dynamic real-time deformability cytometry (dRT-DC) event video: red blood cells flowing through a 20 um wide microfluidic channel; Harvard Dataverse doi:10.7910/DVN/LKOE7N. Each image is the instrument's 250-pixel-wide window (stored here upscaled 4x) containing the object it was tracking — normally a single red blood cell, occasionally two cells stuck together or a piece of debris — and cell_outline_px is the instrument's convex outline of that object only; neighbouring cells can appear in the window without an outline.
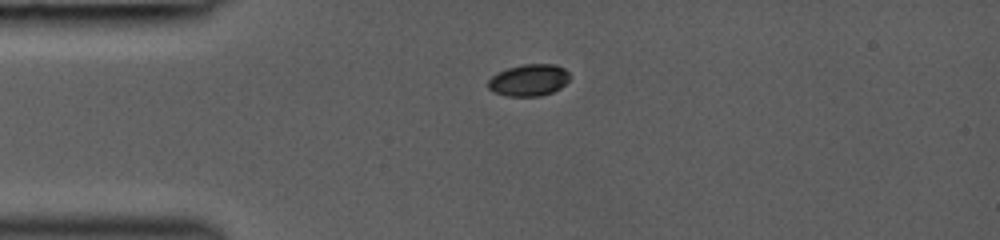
{"species": "common noctule bat (a hibernating species)", "species_latin": "Nyctalus noctula", "temperature_condition": "room temperature", "stored_images_in_passage": 12, "camera_frame_rate_fps": 3000, "um_per_image_px": 0.085, "animal": {"sex": "female", "body_mass_g": 19.0, "forearm_length_mm": 53.3}, "frame": {"image": 1, "passage_image": 1, "time_ms": 0.0, "image_size_px": [1000, 240], "cell_outline_px": [[568, 80], [560, 88], [552, 92], [540, 96], [504, 96], [492, 92], [488, 88], [488, 80], [492, 76], [508, 68], [524, 64], [556, 64], [564, 68], [568, 72]], "centroid_in_image_um": [44.93, 6.82], "position_along_channel_um": 40.1, "area_um2": 15.09}}
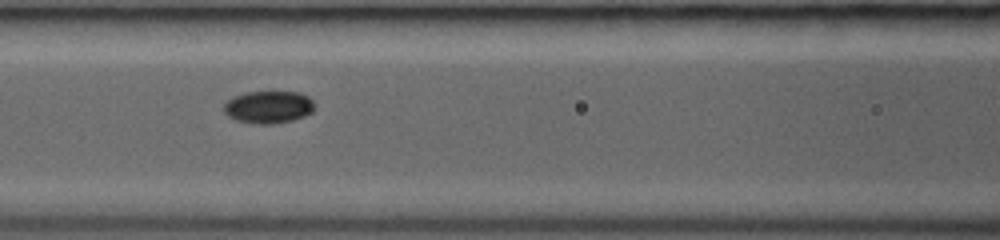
{"frame": {"image": 2, "passage_image": 6, "time_ms": 3.0, "image_size_px": [1000, 240], "cell_outline_px": [[316, 108], [312, 112], [304, 116], [292, 120], [276, 124], [256, 124], [236, 120], [228, 116], [224, 112], [224, 104], [232, 96], [244, 92], [300, 92], [308, 96], [312, 100]], "centroid_in_image_um": [22.82, 9.1], "position_along_channel_um": 143.8, "area_um2": 17.34}}
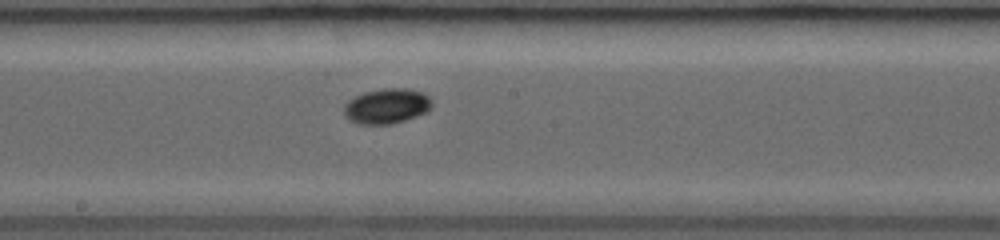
{"frame": {"image": 3, "passage_image": 9, "time_ms": 4.667, "image_size_px": [1000, 240], "cell_outline_px": [[432, 108], [428, 112], [392, 124], [356, 124], [344, 112], [344, 104], [348, 100], [364, 92], [384, 88], [408, 88], [424, 92], [432, 100]], "centroid_in_image_um": [32.92, 9.0], "position_along_channel_um": 215.3, "area_um2": 18.09}}